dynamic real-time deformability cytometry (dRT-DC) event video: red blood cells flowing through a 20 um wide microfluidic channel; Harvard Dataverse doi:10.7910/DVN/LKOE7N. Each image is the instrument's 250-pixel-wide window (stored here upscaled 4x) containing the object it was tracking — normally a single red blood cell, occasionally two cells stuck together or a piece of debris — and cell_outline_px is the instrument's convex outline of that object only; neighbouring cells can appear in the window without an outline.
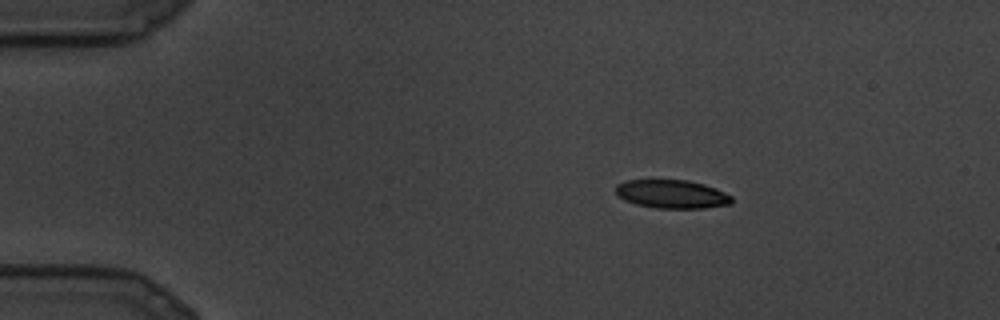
{"species": "common noctule bat (a hibernating species)", "species_latin": "Nyctalus noctula", "temperature_condition": "cold", "stored_images_in_passage": 23, "camera_frame_rate_fps": 3000, "um_per_image_px": 0.085, "animal": {"sex": "male", "body_mass_g": 19.5, "forearm_length_mm": 54.6}, "frame": {"image": 1, "passage_image": 1, "time_ms": 0.0, "image_size_px": [1000, 320], "cell_outline_px": [[732, 204], [704, 208], [656, 208], [636, 204], [624, 200], [616, 192], [616, 184], [624, 180], [688, 180], [704, 184], [716, 188], [732, 196]], "centroid_in_image_um": [57.12, 16.49], "position_along_channel_um": 27.9, "area_um2": 19.31}}
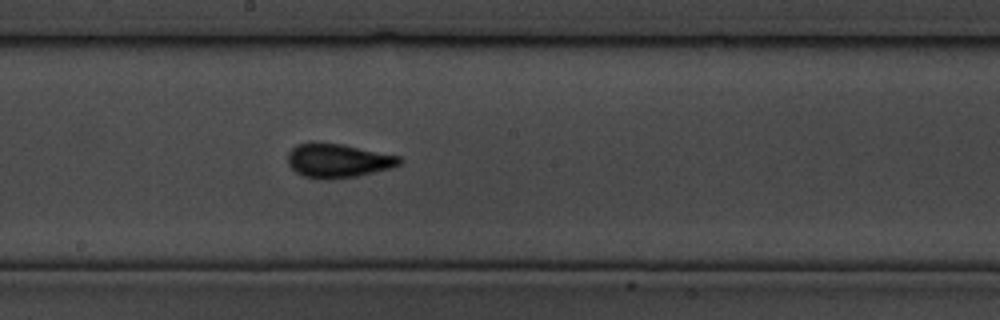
{"frame": {"image": 2, "passage_image": 11, "time_ms": 3.333, "image_size_px": [1000, 320], "cell_outline_px": [[404, 160], [400, 164], [388, 168], [356, 176], [328, 180], [304, 176], [296, 172], [288, 164], [288, 152], [296, 144], [312, 140], [316, 140], [344, 144], [400, 156]], "centroid_in_image_um": [28.68, 13.61], "position_along_channel_um": 219.5, "area_um2": 22.48}}
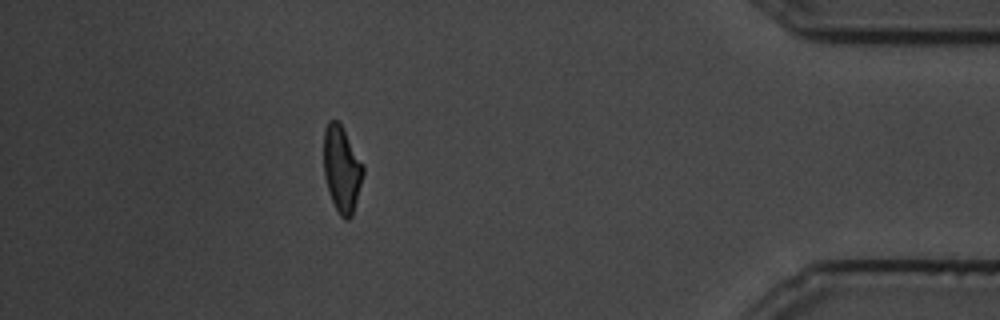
{"frame": {"image": 3, "passage_image": 20, "time_ms": 6.333, "image_size_px": [1000, 320], "cell_outline_px": [[364, 172], [352, 216], [348, 220], [344, 220], [340, 216], [332, 200], [324, 176], [324, 128], [328, 120], [336, 120], [344, 128], [364, 164]], "centroid_in_image_um": [29.06, 14.34], "position_along_channel_um": 406.1, "area_um2": 19.88}}